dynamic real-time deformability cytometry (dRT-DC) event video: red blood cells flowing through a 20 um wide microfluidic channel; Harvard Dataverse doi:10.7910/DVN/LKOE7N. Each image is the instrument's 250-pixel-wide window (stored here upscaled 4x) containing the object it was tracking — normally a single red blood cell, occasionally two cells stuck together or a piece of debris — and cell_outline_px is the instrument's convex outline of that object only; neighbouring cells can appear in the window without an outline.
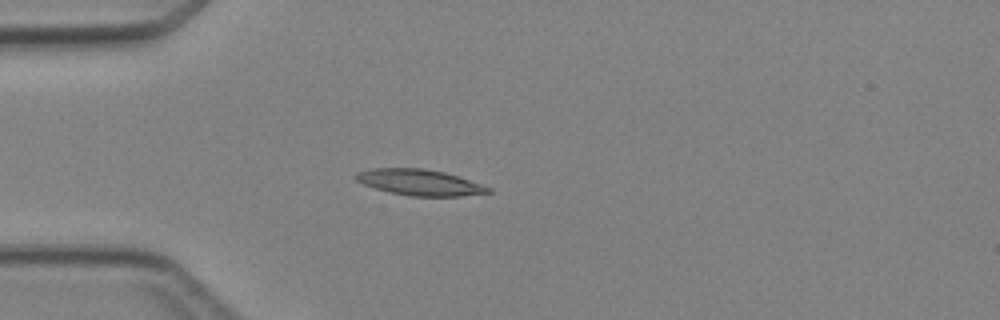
{"species": "Egyptian fruit bat (a non-hibernating species)", "species_latin": "Rousettus aegyptiacus", "temperature_condition": "cold", "stored_images_in_passage": 5, "camera_frame_rate_fps": 3000, "um_per_image_px": 0.085, "animal": {"sex": "female"}, "frame": {"image": 1, "passage_image": 4, "time_ms": 3.333, "image_size_px": [1000, 320], "cell_outline_px": [[492, 192], [460, 196], [408, 196], [376, 188], [364, 184], [356, 180], [352, 176], [356, 172], [372, 168], [424, 168], [444, 172], [492, 188]], "centroid_in_image_um": [35.63, 15.49], "position_along_channel_um": 49.4, "area_um2": 19.88}}